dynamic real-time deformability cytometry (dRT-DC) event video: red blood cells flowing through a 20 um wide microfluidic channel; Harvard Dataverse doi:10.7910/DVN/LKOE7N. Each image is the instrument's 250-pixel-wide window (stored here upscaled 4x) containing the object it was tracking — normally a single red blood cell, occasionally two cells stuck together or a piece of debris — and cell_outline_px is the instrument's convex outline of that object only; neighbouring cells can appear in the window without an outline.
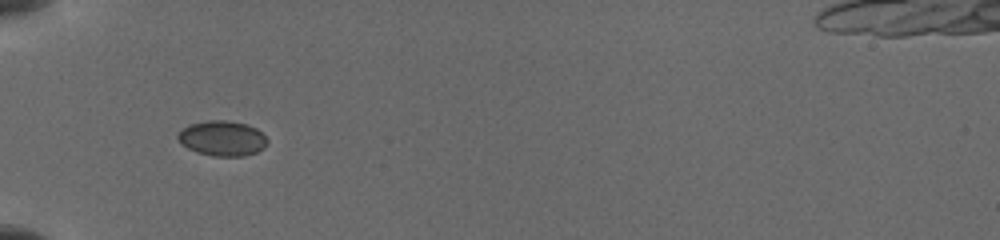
{"species": "common noctule bat (a hibernating species)", "species_latin": "Nyctalus noctula", "temperature_condition": "cold", "stored_images_in_passage": 30, "camera_frame_rate_fps": 3000, "um_per_image_px": 0.085, "animal": {"sex": "female", "body_mass_g": 19.5, "forearm_length_mm": 54.1}, "frame": {"image": 1, "passage_image": 1, "time_ms": 0.0, "image_size_px": [1000, 240], "cell_outline_px": [[268, 144], [264, 148], [256, 152], [244, 156], [212, 156], [196, 152], [180, 144], [176, 136], [188, 124], [208, 120], [228, 120], [248, 124], [256, 128], [268, 140]], "centroid_in_image_um": [18.89, 11.76], "position_along_channel_um": 66.1, "area_um2": 18.5}}
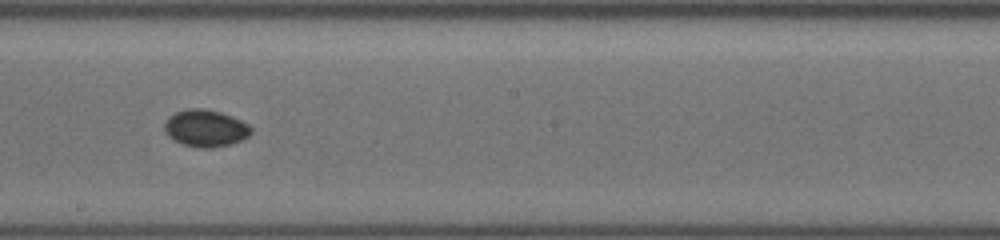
{"frame": {"image": 2, "passage_image": 19, "time_ms": 4.333, "image_size_px": [1000, 240], "cell_outline_px": [[252, 132], [248, 136], [232, 144], [208, 148], [200, 148], [184, 144], [168, 136], [164, 132], [164, 124], [168, 116], [176, 112], [188, 108], [204, 108], [220, 112], [232, 116], [248, 124], [252, 128]], "centroid_in_image_um": [17.46, 10.89], "position_along_channel_um": 230.7, "area_um2": 18.67}}
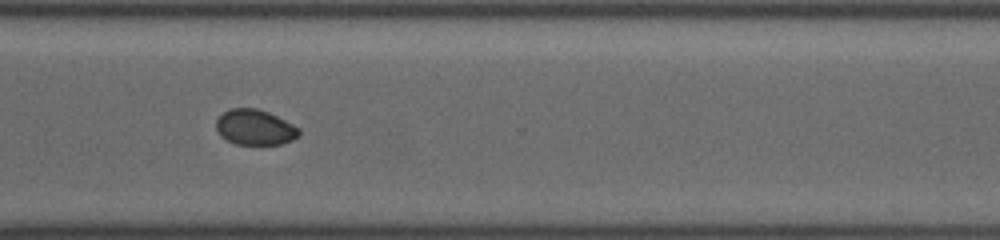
{"frame": {"image": 3, "passage_image": 29, "time_ms": 7.333, "image_size_px": [1000, 240], "cell_outline_px": [[300, 136], [292, 140], [280, 144], [236, 144], [220, 136], [216, 128], [216, 120], [224, 112], [232, 108], [256, 108], [268, 112], [300, 128]], "centroid_in_image_um": [21.67, 10.82], "position_along_channel_um": 348.9, "area_um2": 16.99}}